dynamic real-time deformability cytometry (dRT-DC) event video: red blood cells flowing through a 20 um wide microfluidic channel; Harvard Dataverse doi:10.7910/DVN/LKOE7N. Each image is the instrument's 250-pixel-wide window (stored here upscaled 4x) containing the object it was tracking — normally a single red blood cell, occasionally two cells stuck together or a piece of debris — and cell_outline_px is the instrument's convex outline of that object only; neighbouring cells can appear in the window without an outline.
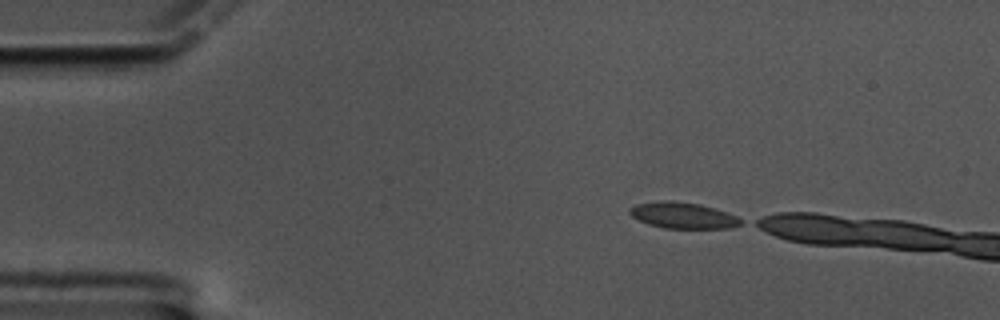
{"species": "common noctule bat (a hibernating species)", "species_latin": "Nyctalus noctula", "temperature_condition": "cold", "stored_images_in_passage": 5, "camera_frame_rate_fps": 3000, "um_per_image_px": 0.085, "animal": {"sex": "male", "body_mass_g": 17.5, "forearm_length_mm": 52.3}, "frame": {"image": 1, "passage_image": 1, "time_ms": 0.0, "image_size_px": [1000, 320], "cell_outline_px": [[744, 220], [740, 224], [732, 228], [664, 228], [648, 224], [632, 216], [628, 212], [628, 208], [636, 204], [664, 200], [672, 200], [700, 204], [736, 216]], "centroid_in_image_um": [58.02, 18.31], "position_along_channel_um": 27.0, "area_um2": 16.82}}